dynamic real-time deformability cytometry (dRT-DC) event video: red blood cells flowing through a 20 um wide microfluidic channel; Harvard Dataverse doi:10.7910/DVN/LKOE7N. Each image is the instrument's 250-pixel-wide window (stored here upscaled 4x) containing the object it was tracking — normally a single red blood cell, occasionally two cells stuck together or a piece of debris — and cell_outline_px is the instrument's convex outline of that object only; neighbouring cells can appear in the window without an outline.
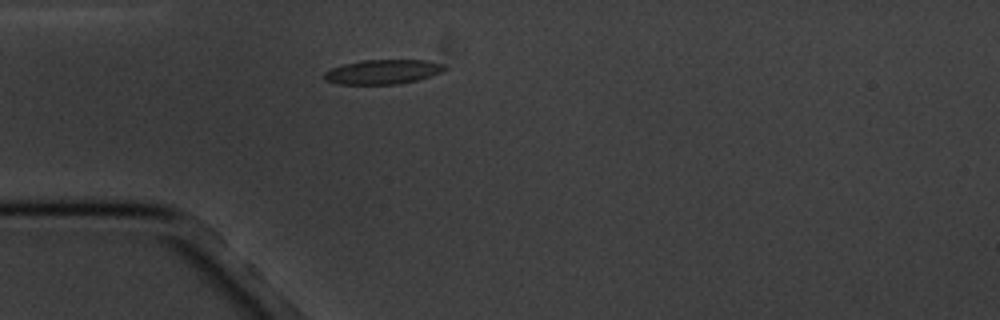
{"species": "common noctule bat (a hibernating species)", "species_latin": "Nyctalus noctula", "temperature_condition": "cold", "stored_images_in_passage": 13, "camera_frame_rate_fps": 3000, "um_per_image_px": 0.085, "animal": {"sex": "male", "body_mass_g": 20.1, "forearm_length_mm": 53.5}, "frame": {"image": 1, "passage_image": 1, "time_ms": 0.0, "image_size_px": [1000, 320], "cell_outline_px": [[448, 68], [440, 72], [416, 80], [396, 84], [340, 84], [324, 80], [324, 72], [332, 68], [344, 64], [364, 60], [428, 60], [444, 64]], "centroid_in_image_um": [32.53, 6.1], "position_along_channel_um": 52.5, "area_um2": 16.99}}
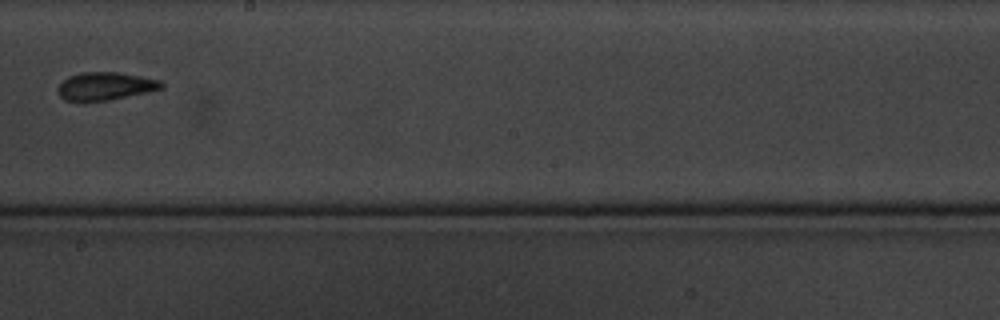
{"frame": {"image": 2, "passage_image": 6, "time_ms": 5.667, "image_size_px": [1000, 320], "cell_outline_px": [[164, 88], [108, 100], [64, 100], [60, 96], [56, 88], [68, 76], [80, 72], [120, 72], [160, 80], [164, 84]], "centroid_in_image_um": [8.95, 7.3], "position_along_channel_um": 239.3, "area_um2": 16.65}}
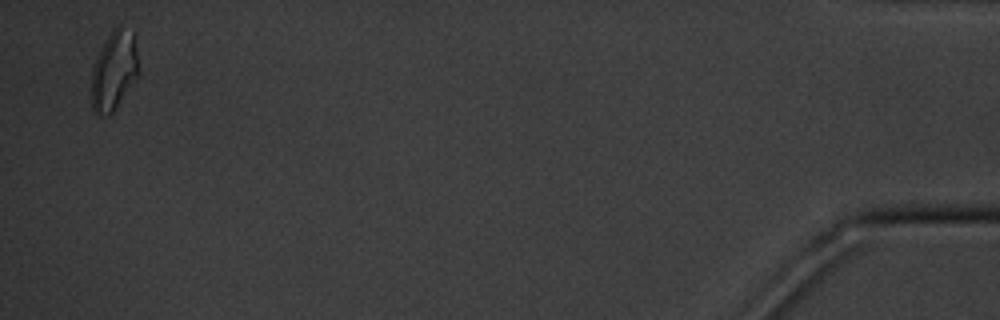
{"frame": {"image": 3, "passage_image": 13, "time_ms": 13.667, "image_size_px": [1000, 320], "cell_outline_px": [[140, 72], [112, 112], [108, 116], [100, 116], [92, 112], [92, 68], [96, 56], [108, 36], [120, 24], [136, 32]], "centroid_in_image_um": [9.73, 5.96], "position_along_channel_um": 425.5, "area_um2": 22.08}, "authors_computed_cell_mechanics": {"area_um2": 16.9354, "velocity_mm_per_s": 3.4219, "shape_relaxation_time_tau1_ms": 5.2864, "shape_relaxation_time_tau2_ms": 1.9116, "deformation_change_tau1": 0.1208, "deformation_change_tau2": 0.0769}}